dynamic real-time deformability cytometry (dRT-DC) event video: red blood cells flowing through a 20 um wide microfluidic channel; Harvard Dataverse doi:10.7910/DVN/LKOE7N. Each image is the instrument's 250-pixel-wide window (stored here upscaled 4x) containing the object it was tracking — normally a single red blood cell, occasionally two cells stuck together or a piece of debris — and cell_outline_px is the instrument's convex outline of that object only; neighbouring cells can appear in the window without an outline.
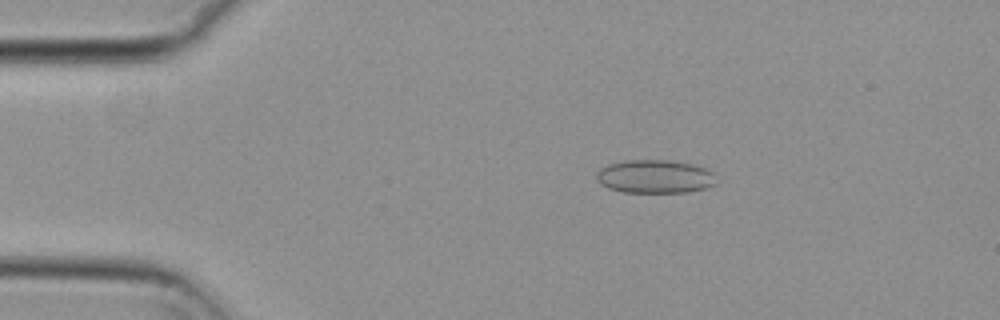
{"species": "common noctule bat (a hibernating species)", "species_latin": "Nyctalus noctula", "temperature_condition": "cold", "stored_images_in_passage": 55, "camera_frame_rate_fps": 3000, "um_per_image_px": 0.085, "animal": {"sex": "female", "body_mass_g": 29.2, "forearm_length_mm": 56.3}, "frame": {"image": 1, "passage_image": 10, "time_ms": 3.0, "image_size_px": [1000, 320], "cell_outline_px": [[716, 184], [704, 188], [688, 192], [624, 192], [608, 188], [600, 184], [596, 180], [596, 172], [600, 168], [608, 164], [624, 160], [668, 160], [692, 164], [704, 168], [712, 172]], "centroid_in_image_um": [55.61, 15.0], "position_along_channel_um": 29.4, "area_um2": 23.29}}
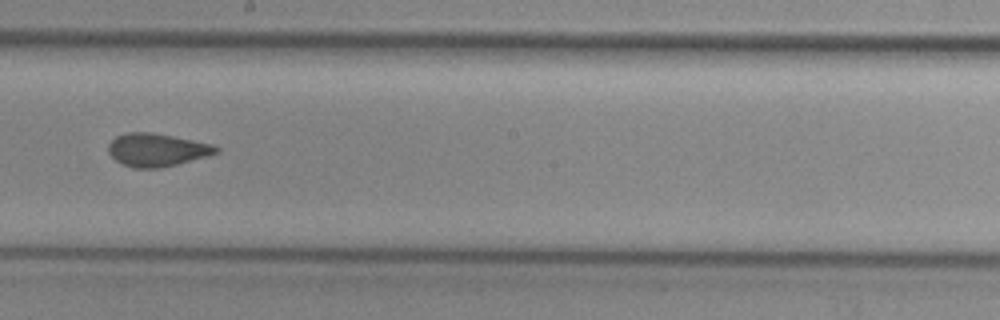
{"frame": {"image": 2, "passage_image": 31, "time_ms": 10.0, "image_size_px": [1000, 320], "cell_outline_px": [[220, 152], [208, 156], [160, 168], [132, 168], [120, 164], [108, 152], [108, 144], [116, 136], [128, 132], [152, 132], [212, 144], [220, 148]], "centroid_in_image_um": [13.32, 12.74], "position_along_channel_um": 234.9, "area_um2": 20.75}}
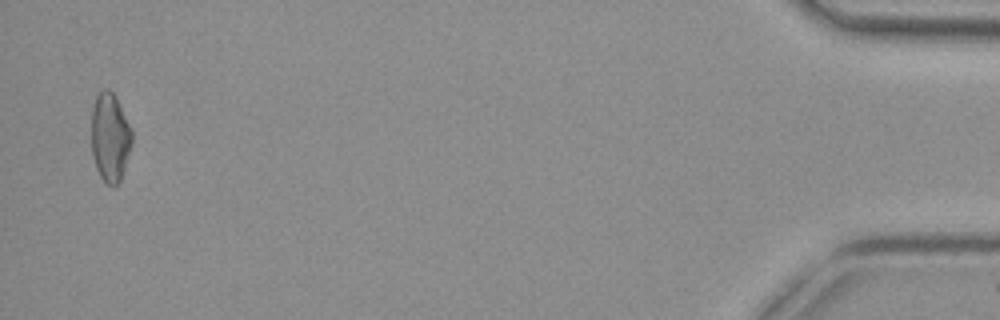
{"frame": {"image": 3, "passage_image": 54, "time_ms": 17.667, "image_size_px": [1000, 320], "cell_outline_px": [[132, 144], [120, 180], [112, 188], [100, 176], [96, 168], [92, 152], [92, 108], [96, 96], [104, 88], [108, 88], [116, 96], [132, 132]], "centroid_in_image_um": [9.35, 11.66], "position_along_channel_um": 425.9, "area_um2": 20.75}, "authors_computed_cell_mechanics": {"area_um2": 20.8658, "velocity_mm_per_s": 3.7142, "shape_relaxation_time_tau1_ms": null, "shape_relaxation_time_tau2_ms": 1.5492, "deformation_change_tau1": null, "deformation_change_tau2": 0.0853}}